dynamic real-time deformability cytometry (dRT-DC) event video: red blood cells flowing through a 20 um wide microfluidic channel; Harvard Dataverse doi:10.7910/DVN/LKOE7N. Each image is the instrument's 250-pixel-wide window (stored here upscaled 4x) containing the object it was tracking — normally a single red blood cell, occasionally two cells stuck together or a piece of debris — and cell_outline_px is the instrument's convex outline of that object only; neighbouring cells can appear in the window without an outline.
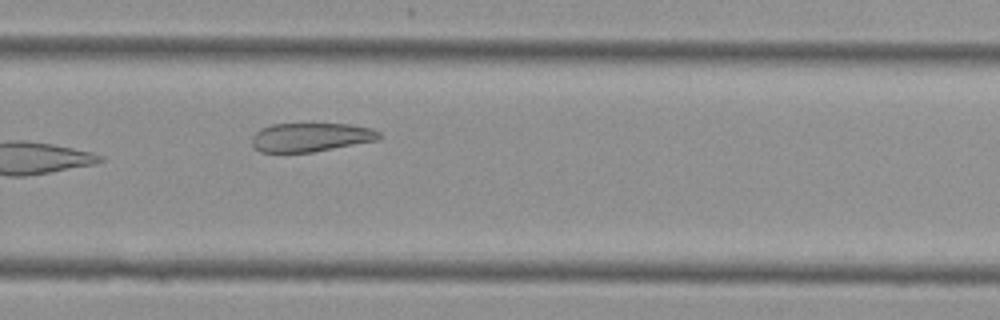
{"species": "Egyptian fruit bat (a non-hibernating species)", "species_latin": "Rousettus aegyptiacus", "temperature_condition": "cold", "stored_images_in_passage": 20, "camera_frame_rate_fps": 3000, "um_per_image_px": 0.085, "animal": {"sex": "female"}, "frame": {"image": 1, "passage_image": 20, "time_ms": 6.333, "image_size_px": [1000, 320], "cell_outline_px": [[380, 136], [376, 140], [312, 152], [260, 152], [252, 144], [252, 136], [260, 128], [272, 124], [348, 124], [372, 128], [380, 132]], "centroid_in_image_um": [26.38, 11.66], "position_along_channel_um": 303.4, "area_um2": 21.15}}